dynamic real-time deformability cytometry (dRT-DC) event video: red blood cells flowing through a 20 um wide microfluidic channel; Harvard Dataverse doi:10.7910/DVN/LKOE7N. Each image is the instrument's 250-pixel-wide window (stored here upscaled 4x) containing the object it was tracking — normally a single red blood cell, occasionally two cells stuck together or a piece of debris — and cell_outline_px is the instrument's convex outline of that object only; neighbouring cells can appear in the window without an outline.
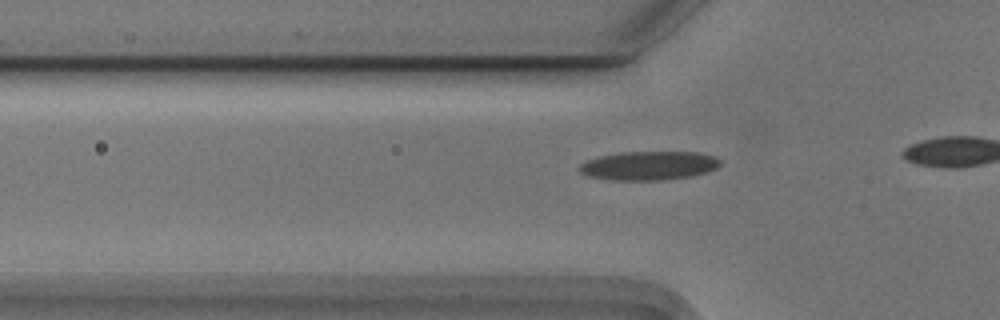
{"species": "Egyptian fruit bat (a non-hibernating species)", "species_latin": "Rousettus aegyptiacus", "temperature_condition": "cold", "stored_images_in_passage": 18, "camera_frame_rate_fps": 3000, "um_per_image_px": 0.085, "animal": {"sex": "male"}, "frame": {"image": 1, "passage_image": 12, "time_ms": 3.667, "image_size_px": [1000, 320], "cell_outline_px": [[720, 164], [716, 168], [704, 172], [688, 176], [660, 180], [608, 180], [588, 176], [580, 172], [580, 164], [588, 160], [600, 156], [620, 152], [696, 152], [716, 156], [720, 160]], "centroid_in_image_um": [55.13, 14.07], "position_along_channel_um": 70.7, "area_um2": 23.47}}
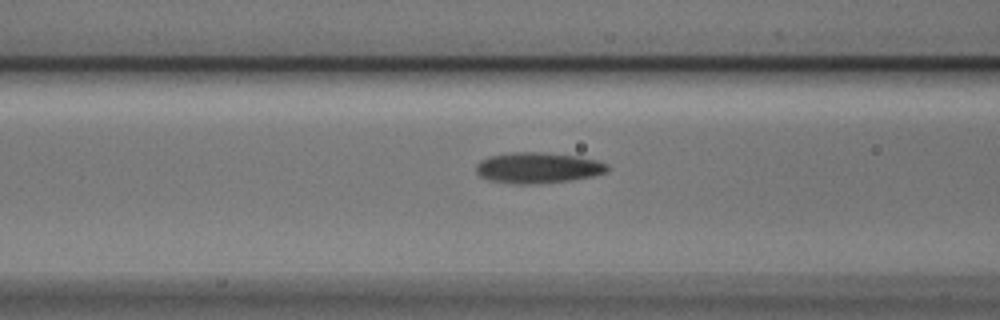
{"frame": {"image": 2, "passage_image": 16, "time_ms": 5.0, "image_size_px": [1000, 320], "cell_outline_px": [[608, 168], [604, 172], [592, 176], [568, 180], [528, 184], [516, 184], [488, 180], [480, 176], [476, 172], [476, 164], [480, 160], [488, 156], [512, 152], [540, 152], [576, 156], [608, 164]], "centroid_in_image_um": [45.63, 14.26], "position_along_channel_um": 121.0, "area_um2": 23.24}}